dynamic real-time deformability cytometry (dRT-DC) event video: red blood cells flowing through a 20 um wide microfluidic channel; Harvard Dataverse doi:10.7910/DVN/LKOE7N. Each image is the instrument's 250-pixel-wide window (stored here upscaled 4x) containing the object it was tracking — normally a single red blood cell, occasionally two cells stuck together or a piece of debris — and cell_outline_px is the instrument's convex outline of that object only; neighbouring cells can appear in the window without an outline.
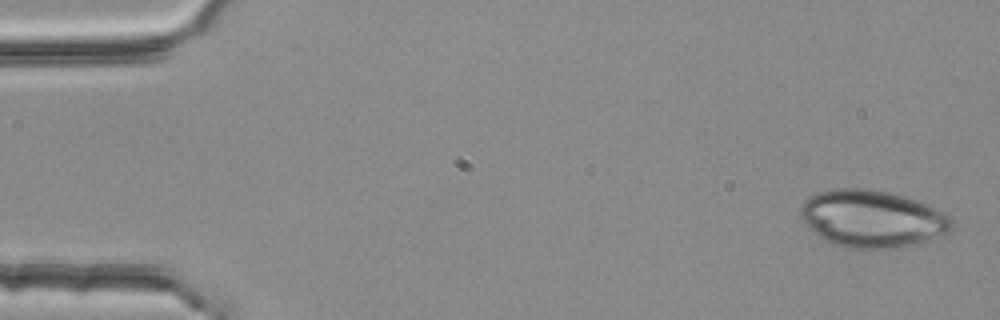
{"species": "common noctule bat (a hibernating species)", "species_latin": "Nyctalus noctula", "temperature_condition": "room temperature", "stored_images_in_passage": 5, "segment_of_instrument_passage": [2, 2], "camera_frame_rate_fps": 3000, "um_per_image_px": 0.085, "animal": {"sex": "female", "body_mass_g": 25.1}, "frame": {"image": 1, "passage_image": 5, "time_ms": 1.333, "image_size_px": [1000, 320], "cell_outline_px": [[952, 228], [948, 232], [924, 240], [892, 248], [844, 248], [832, 244], [824, 240], [808, 228], [800, 216], [800, 208], [804, 200], [808, 196], [820, 192], [840, 188], [860, 188], [892, 192], [928, 204], [952, 216]], "centroid_in_image_um": [74.09, 18.57], "position_along_channel_um": 10.9, "area_um2": 50.29}}